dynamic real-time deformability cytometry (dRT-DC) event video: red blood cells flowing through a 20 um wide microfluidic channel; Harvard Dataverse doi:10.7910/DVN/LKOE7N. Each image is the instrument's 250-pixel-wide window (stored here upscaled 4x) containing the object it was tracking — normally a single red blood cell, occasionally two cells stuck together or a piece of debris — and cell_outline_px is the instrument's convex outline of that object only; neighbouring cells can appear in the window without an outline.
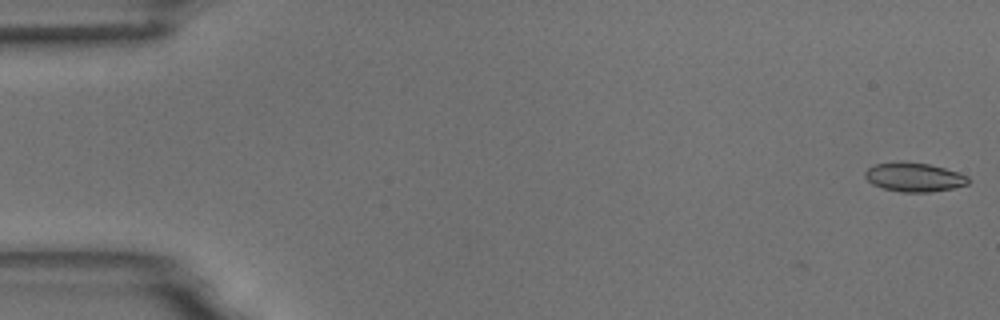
{"species": "common noctule bat (a hibernating species)", "species_latin": "Nyctalus noctula", "temperature_condition": "room temperature", "stored_images_in_passage": 8, "camera_frame_rate_fps": 3000, "um_per_image_px": 0.085, "animal": {"sex": "male", "body_mass_g": 18.8}, "frame": {"image": 1, "passage_image": 1, "time_ms": 0.0, "image_size_px": [1000, 320], "cell_outline_px": [[968, 184], [952, 188], [932, 192], [900, 192], [884, 188], [872, 184], [864, 176], [864, 172], [868, 168], [876, 164], [900, 160], [928, 164], [944, 168], [968, 176]], "centroid_in_image_um": [77.66, 15.05], "position_along_channel_um": 7.3, "area_um2": 17.46}}
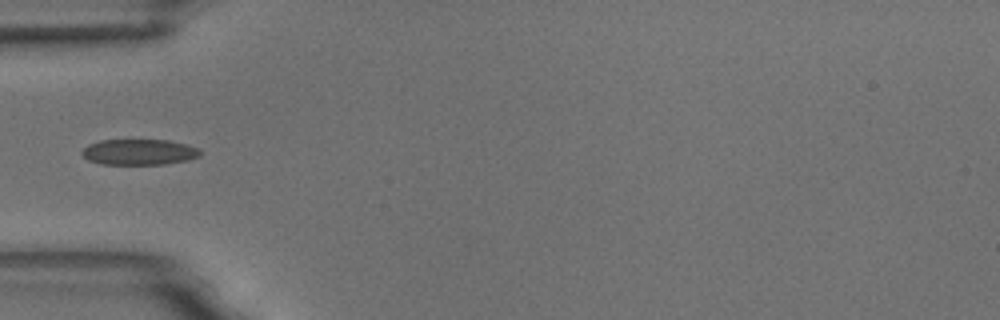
{"frame": {"image": 2, "passage_image": 5, "time_ms": 5.667, "image_size_px": [1000, 320], "cell_outline_px": [[200, 156], [188, 160], [164, 164], [100, 164], [88, 160], [80, 152], [88, 144], [100, 140], [168, 140], [200, 148]], "centroid_in_image_um": [11.81, 12.92], "position_along_channel_um": 73.2, "area_um2": 17.74}}